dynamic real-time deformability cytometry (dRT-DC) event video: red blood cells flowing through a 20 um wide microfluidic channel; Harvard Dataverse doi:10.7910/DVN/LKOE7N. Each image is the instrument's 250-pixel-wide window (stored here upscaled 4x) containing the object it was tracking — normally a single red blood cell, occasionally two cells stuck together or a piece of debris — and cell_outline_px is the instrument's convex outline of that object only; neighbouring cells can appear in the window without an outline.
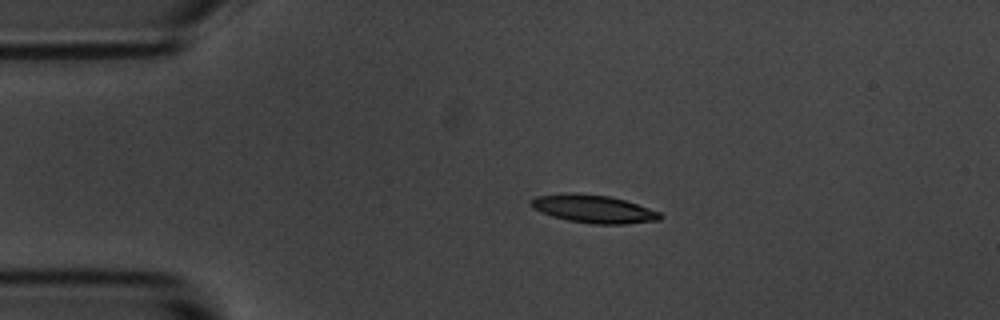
{"species": "common noctule bat (a hibernating species)", "species_latin": "Nyctalus noctula", "temperature_condition": "room temperature", "stored_images_in_passage": 45, "camera_frame_rate_fps": 3000, "um_per_image_px": 0.085, "animal": {"sex": "male", "body_mass_g": 20.1, "forearm_length_mm": 53.5}, "frame": {"image": 1, "passage_image": 1, "time_ms": 0.0, "image_size_px": [1000, 320], "cell_outline_px": [[664, 216], [660, 220], [624, 224], [592, 224], [568, 220], [552, 216], [540, 212], [532, 208], [528, 204], [528, 200], [536, 196], [568, 192], [576, 192], [608, 196], [624, 200], [660, 212]], "centroid_in_image_um": [50.39, 17.75], "position_along_channel_um": 34.6, "area_um2": 21.27}}
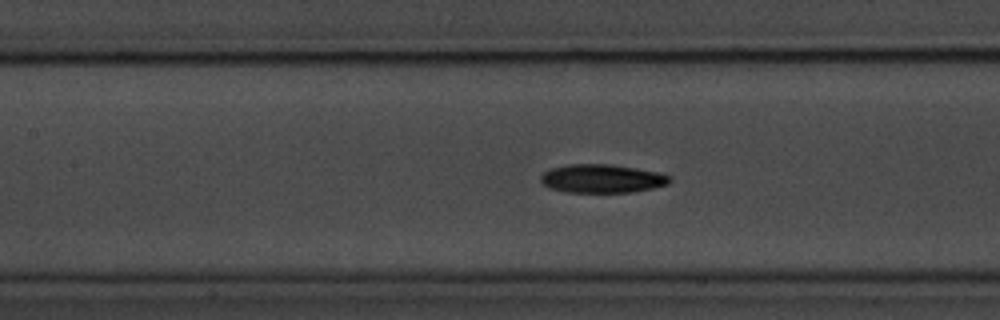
{"frame": {"image": 2, "passage_image": 14, "time_ms": 4.333, "image_size_px": [1000, 320], "cell_outline_px": [[672, 180], [668, 184], [652, 188], [628, 192], [564, 192], [548, 188], [540, 180], [540, 176], [544, 172], [552, 168], [568, 164], [612, 164], [660, 172], [672, 176]], "centroid_in_image_um": [51.18, 15.17], "position_along_channel_um": 156.2, "area_um2": 21.56}}
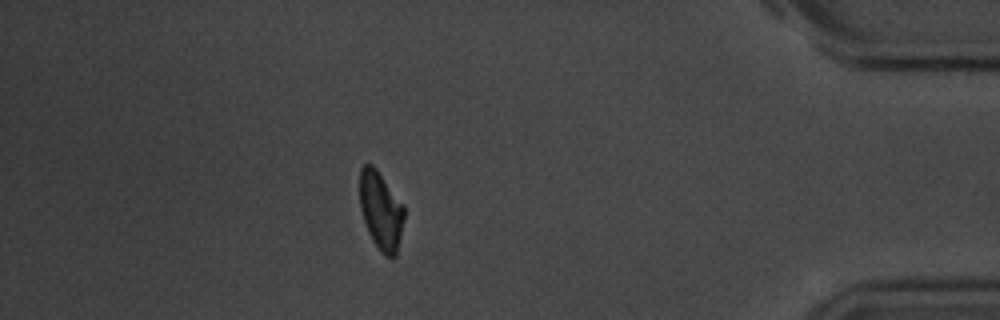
{"frame": {"image": 3, "passage_image": 38, "time_ms": 12.333, "image_size_px": [1000, 320], "cell_outline_px": [[404, 216], [396, 256], [392, 260], [384, 256], [380, 252], [372, 240], [368, 232], [360, 208], [360, 168], [364, 164], [372, 164], [376, 168], [404, 204]], "centroid_in_image_um": [32.38, 17.92], "position_along_channel_um": 402.8, "area_um2": 20.4}, "authors_computed_cell_mechanics": {"area_um2": 21.1548, "velocity_mm_per_s": 3.6412, "shape_relaxation_time_tau1_ms": 3.1237, "shape_relaxation_time_tau2_ms": null, "deformation_change_tau1": 0.1341, "deformation_change_tau2": null}}